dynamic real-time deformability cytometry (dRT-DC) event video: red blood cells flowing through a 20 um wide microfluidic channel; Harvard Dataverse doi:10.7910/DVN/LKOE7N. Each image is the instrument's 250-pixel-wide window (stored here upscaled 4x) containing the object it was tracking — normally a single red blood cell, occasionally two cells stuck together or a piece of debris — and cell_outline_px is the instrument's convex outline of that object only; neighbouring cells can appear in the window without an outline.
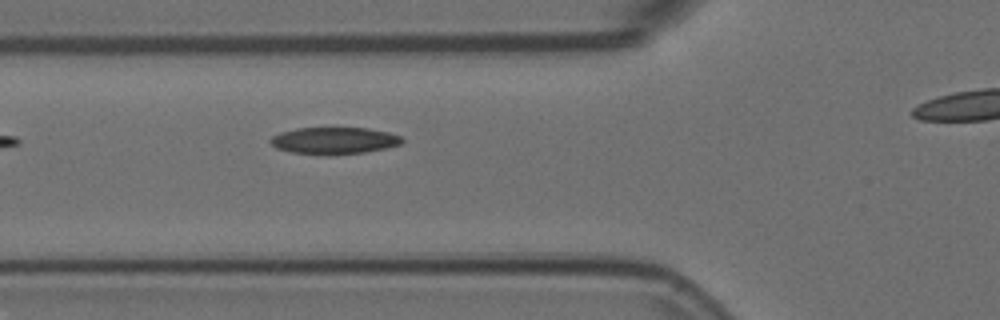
{"species": "Egyptian fruit bat (a non-hibernating species)", "species_latin": "Rousettus aegyptiacus", "temperature_condition": "room temperature", "stored_images_in_passage": 4, "segment_of_instrument_passage": [1, 2], "camera_frame_rate_fps": 3000, "um_per_image_px": 0.085, "animal": {"sex": "female"}, "frame": {"image": 1, "passage_image": 3, "time_ms": 0.667, "image_size_px": [1000, 320], "cell_outline_px": [[404, 140], [400, 144], [384, 148], [364, 152], [332, 156], [328, 156], [292, 152], [276, 148], [268, 140], [272, 136], [280, 132], [296, 128], [368, 128], [388, 132], [400, 136]], "centroid_in_image_um": [28.37, 11.96], "position_along_channel_um": 97.4, "area_um2": 20.75}}